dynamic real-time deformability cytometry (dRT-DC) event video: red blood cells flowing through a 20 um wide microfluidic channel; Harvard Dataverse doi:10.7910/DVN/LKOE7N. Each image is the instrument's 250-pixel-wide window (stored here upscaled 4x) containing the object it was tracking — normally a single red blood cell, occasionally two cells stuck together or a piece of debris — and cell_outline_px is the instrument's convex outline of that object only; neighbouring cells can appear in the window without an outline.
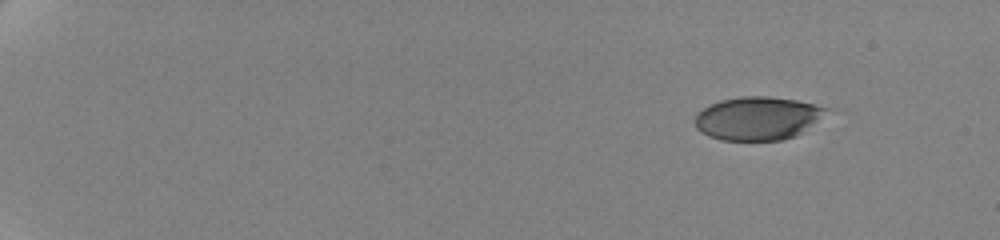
{"species": "human", "species_latin": "Homo sapiens", "temperature_condition": "cold", "stored_images_in_passage": 45, "camera_frame_rate_fps": 3000, "um_per_image_px": 0.085, "donor": {"sex": "female"}, "frame": {"image": 1, "passage_image": 1, "time_ms": 0.0, "image_size_px": [1000, 240], "cell_outline_px": [[828, 108], [796, 136], [780, 140], [720, 140], [708, 136], [696, 128], [692, 120], [696, 112], [720, 100], [740, 96], [768, 96], [796, 100]], "centroid_in_image_um": [64.26, 10.05], "position_along_channel_um": 20.7, "area_um2": 32.66}}
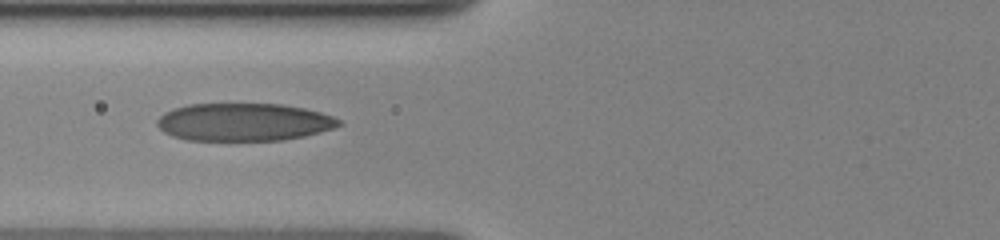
{"frame": {"image": 2, "passage_image": 25, "time_ms": 7.0, "image_size_px": [1000, 240], "cell_outline_px": [[340, 124], [332, 128], [320, 132], [304, 136], [284, 140], [188, 140], [172, 136], [164, 132], [156, 124], [156, 120], [164, 112], [172, 108], [188, 104], [284, 104], [304, 108], [320, 112], [332, 116], [340, 120]], "centroid_in_image_um": [20.68, 10.37], "position_along_channel_um": 105.1, "area_um2": 40.0}}
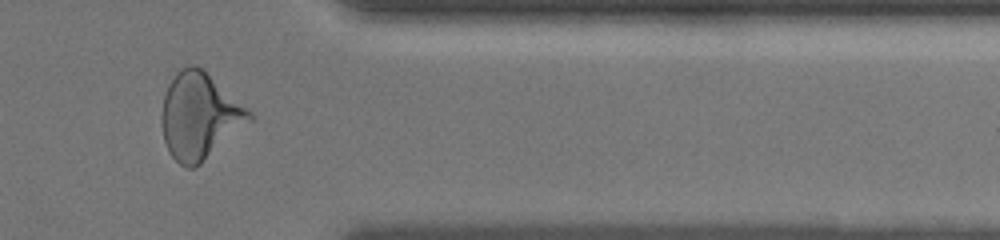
{"frame": {"image": 3, "passage_image": 39, "time_ms": 15.333, "image_size_px": [1000, 240], "cell_outline_px": [[256, 116], [252, 120], [200, 164], [192, 168], [188, 168], [180, 164], [168, 152], [164, 140], [160, 124], [160, 112], [164, 92], [168, 84], [176, 72], [180, 68], [188, 64], [196, 64], [204, 68], [252, 112]], "centroid_in_image_um": [16.93, 9.82], "position_along_channel_um": 394.5, "area_um2": 44.68}, "authors_computed_cell_mechanics": {"area_um2": 39.4196, "velocity_mm_per_s": 3.5262, "shape_relaxation_time_tau1_ms": 3.8662, "shape_relaxation_time_tau2_ms": 0.9607, "deformation_change_tau1": 0.1595, "deformation_change_tau2": 0.0827}}